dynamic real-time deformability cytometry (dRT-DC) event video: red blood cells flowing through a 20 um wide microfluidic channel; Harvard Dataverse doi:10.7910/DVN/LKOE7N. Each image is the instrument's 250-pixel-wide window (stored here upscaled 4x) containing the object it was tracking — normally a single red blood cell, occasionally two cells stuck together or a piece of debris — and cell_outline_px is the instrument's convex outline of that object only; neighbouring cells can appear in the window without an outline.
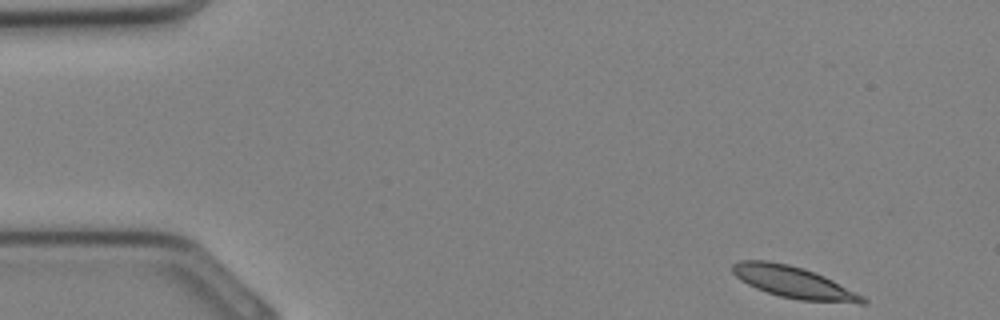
{"species": "Egyptian fruit bat (a non-hibernating species)", "species_latin": "Rousettus aegyptiacus", "temperature_condition": "cold", "stored_images_in_passage": 32, "camera_frame_rate_fps": 3000, "um_per_image_px": 0.085, "animal": {"sex": "female"}, "frame": {"image": 1, "passage_image": 1, "time_ms": 0.0, "image_size_px": [1000, 320], "cell_outline_px": [[868, 304], [860, 304], [800, 300], [780, 296], [756, 288], [740, 280], [732, 272], [732, 264], [740, 260], [768, 260], [788, 264], [804, 268], [824, 276], [864, 296], [868, 300]], "centroid_in_image_um": [67.48, 24.0], "position_along_channel_um": 17.5, "area_um2": 24.04}}
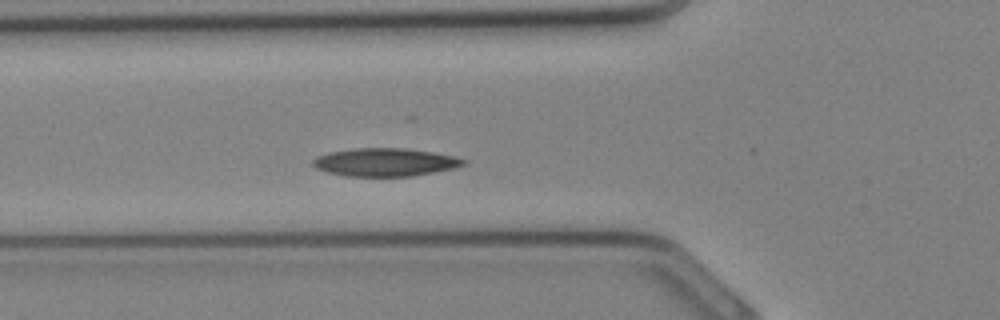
{"frame": {"image": 2, "passage_image": 10, "time_ms": 3.0, "image_size_px": [1000, 320], "cell_outline_px": [[468, 164], [452, 168], [412, 176], [344, 176], [328, 172], [316, 168], [312, 164], [312, 160], [316, 156], [328, 152], [356, 148], [404, 148], [432, 152], [452, 156], [468, 160]], "centroid_in_image_um": [32.7, 13.78], "position_along_channel_um": 93.1, "area_um2": 24.57}}
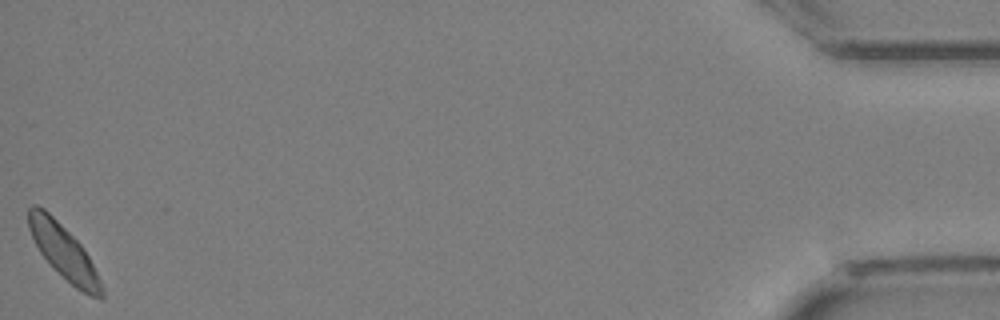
{"frame": {"image": 3, "passage_image": 32, "time_ms": 10.333, "image_size_px": [1000, 320], "cell_outline_px": [[104, 300], [100, 300], [76, 288], [40, 252], [28, 228], [28, 208], [32, 204], [36, 204], [44, 208], [84, 248], [100, 280], [104, 292]], "centroid_in_image_um": [5.42, 21.4], "position_along_channel_um": 429.8, "area_um2": 22.25}}